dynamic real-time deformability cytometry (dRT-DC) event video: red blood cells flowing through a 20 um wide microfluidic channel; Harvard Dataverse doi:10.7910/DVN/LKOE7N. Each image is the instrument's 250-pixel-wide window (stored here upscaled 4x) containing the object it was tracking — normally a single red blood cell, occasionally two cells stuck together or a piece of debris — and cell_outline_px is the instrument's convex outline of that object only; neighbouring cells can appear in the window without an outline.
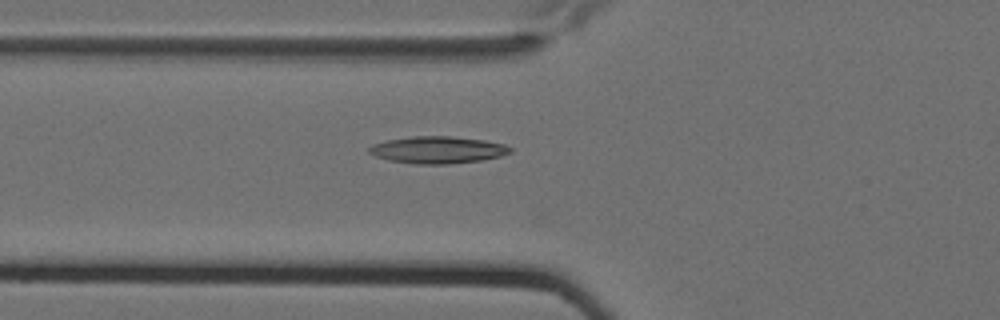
{"species": "Egyptian fruit bat (a non-hibernating species)", "species_latin": "Rousettus aegyptiacus", "temperature_condition": "cold", "stored_images_in_passage": 3, "camera_frame_rate_fps": 3000, "um_per_image_px": 0.085, "animal": {"sex": "female"}, "frame": {"image": 1, "passage_image": 3, "time_ms": 0.667, "image_size_px": [1000, 320], "cell_outline_px": [[512, 152], [500, 156], [480, 160], [448, 164], [412, 164], [388, 160], [376, 156], [368, 152], [368, 148], [372, 144], [388, 140], [412, 136], [452, 136], [484, 140], [504, 144], [512, 148]], "centroid_in_image_um": [37.19, 12.74], "position_along_channel_um": 88.6, "area_um2": 22.25}}